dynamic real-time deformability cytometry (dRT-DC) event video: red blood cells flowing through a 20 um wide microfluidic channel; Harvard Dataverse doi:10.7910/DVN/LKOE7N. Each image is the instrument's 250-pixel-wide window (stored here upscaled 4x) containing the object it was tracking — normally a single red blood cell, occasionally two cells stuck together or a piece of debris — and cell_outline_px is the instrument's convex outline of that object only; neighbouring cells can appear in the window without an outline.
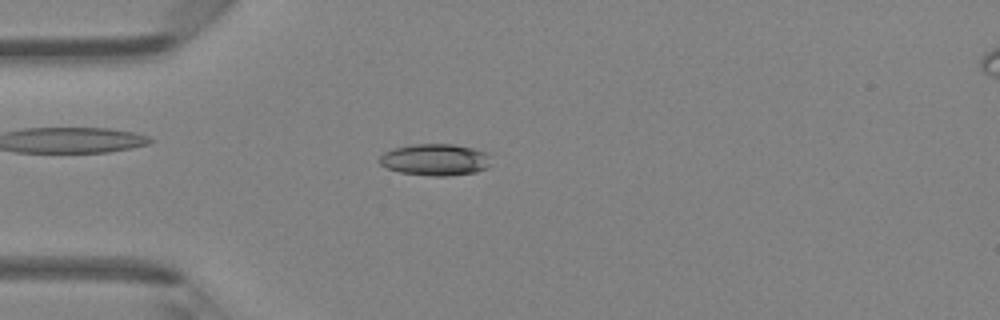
{"species": "Egyptian fruit bat (a non-hibernating species)", "species_latin": "Rousettus aegyptiacus", "temperature_condition": "room temperature", "stored_images_in_passage": 46, "camera_frame_rate_fps": 3000, "um_per_image_px": 0.085, "animal": {"sex": "female"}, "frame": {"image": 1, "passage_image": 12, "time_ms": 3.667, "image_size_px": [1000, 320], "cell_outline_px": [[488, 168], [476, 172], [448, 176], [432, 176], [400, 172], [388, 168], [380, 164], [380, 156], [384, 152], [392, 148], [416, 144], [452, 144], [472, 148], [488, 152]], "centroid_in_image_um": [36.99, 13.57], "position_along_channel_um": 48.0, "area_um2": 20.52}}
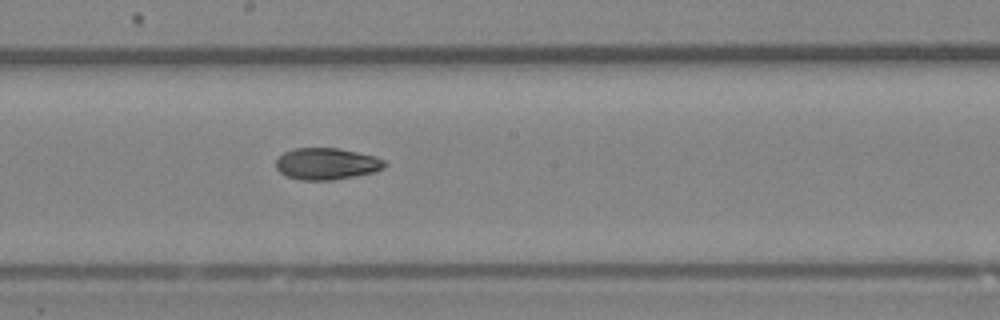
{"frame": {"image": 2, "passage_image": 25, "time_ms": 8.0, "image_size_px": [1000, 320], "cell_outline_px": [[388, 164], [384, 168], [376, 172], [332, 180], [300, 180], [288, 176], [280, 172], [276, 168], [276, 160], [284, 152], [292, 148], [340, 148], [376, 156], [384, 160]], "centroid_in_image_um": [27.79, 13.91], "position_along_channel_um": 220.4, "area_um2": 20.23}}
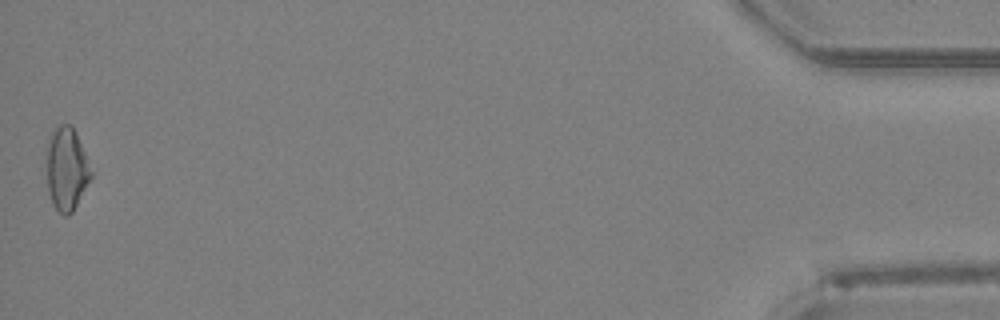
{"frame": {"image": 3, "passage_image": 46, "time_ms": 15.0, "image_size_px": [1000, 320], "cell_outline_px": [[92, 176], [72, 212], [68, 216], [64, 216], [52, 204], [48, 192], [48, 144], [52, 132], [60, 124], [72, 124], [76, 132], [92, 172]], "centroid_in_image_um": [5.67, 14.37], "position_along_channel_um": 429.5, "area_um2": 20.98}, "authors_computed_cell_mechanics": {"area_um2": 20.519, "velocity_mm_per_s": 4.3131, "shape_relaxation_time_tau1_ms": null, "shape_relaxation_time_tau2_ms": 4.9883, "deformation_change_tau1": null, "deformation_change_tau2": 0.108}}